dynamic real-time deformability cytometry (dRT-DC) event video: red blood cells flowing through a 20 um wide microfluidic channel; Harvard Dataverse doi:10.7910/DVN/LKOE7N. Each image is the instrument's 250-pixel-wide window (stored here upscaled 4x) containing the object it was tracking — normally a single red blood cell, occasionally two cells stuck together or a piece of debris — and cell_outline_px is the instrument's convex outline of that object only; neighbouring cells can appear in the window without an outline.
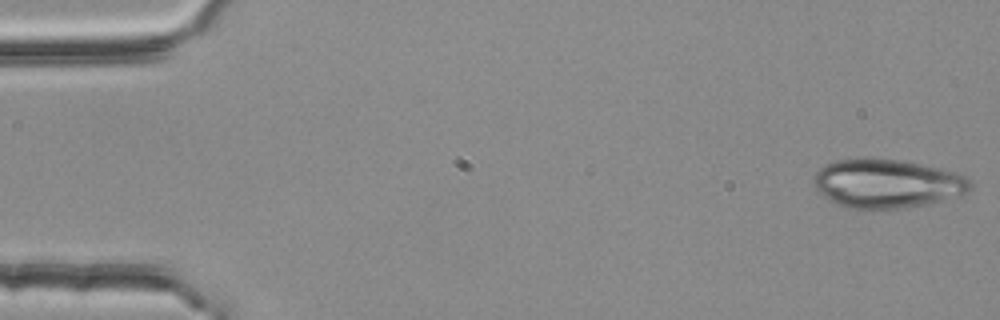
{"species": "common noctule bat (a hibernating species)", "species_latin": "Nyctalus noctula", "temperature_condition": "room temperature", "stored_images_in_passage": 53, "camera_frame_rate_fps": 3000, "um_per_image_px": 0.085, "animal": {"sex": "female", "body_mass_g": 25.1}, "frame": {"image": 1, "passage_image": 1, "time_ms": 0.0, "image_size_px": [1000, 320], "cell_outline_px": [[972, 188], [968, 192], [928, 204], [900, 208], [868, 212], [844, 208], [828, 200], [812, 184], [812, 176], [820, 168], [836, 160], [856, 156], [864, 156], [896, 160], [920, 164], [952, 172], [964, 176], [972, 180]], "centroid_in_image_um": [75.3, 15.62], "position_along_channel_um": 9.7, "area_um2": 45.55}}
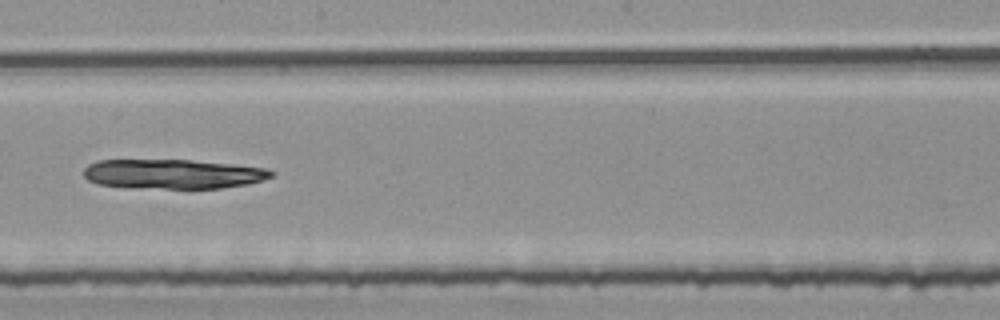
{"frame": {"image": 2, "passage_image": 30, "time_ms": 9.667, "image_size_px": [1000, 320], "cell_outline_px": [[272, 176], [264, 180], [248, 184], [220, 188], [164, 188], [96, 184], [88, 180], [84, 176], [84, 168], [88, 164], [96, 160], [192, 160], [264, 168], [272, 172]], "centroid_in_image_um": [14.67, 14.78], "position_along_channel_um": 233.5, "area_um2": 31.79}}
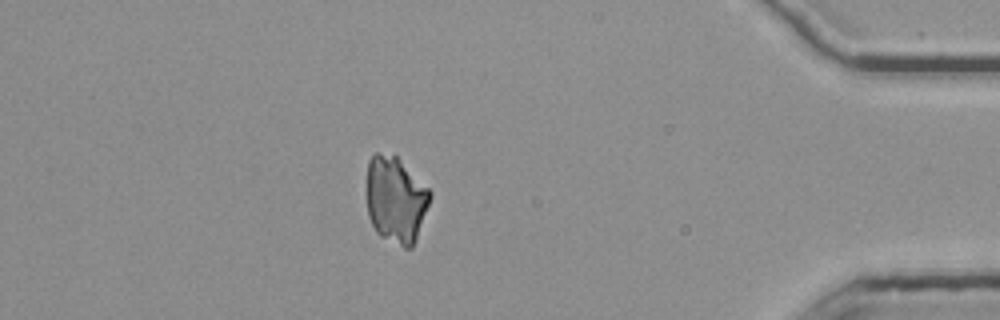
{"frame": {"image": 3, "passage_image": 47, "time_ms": 15.333, "image_size_px": [1000, 320], "cell_outline_px": [[432, 196], [416, 240], [412, 248], [404, 248], [380, 236], [376, 232], [368, 216], [368, 160], [372, 152], [376, 152], [396, 156], [432, 192]], "centroid_in_image_um": [33.65, 16.98], "position_along_channel_um": 401.6, "area_um2": 31.85}}